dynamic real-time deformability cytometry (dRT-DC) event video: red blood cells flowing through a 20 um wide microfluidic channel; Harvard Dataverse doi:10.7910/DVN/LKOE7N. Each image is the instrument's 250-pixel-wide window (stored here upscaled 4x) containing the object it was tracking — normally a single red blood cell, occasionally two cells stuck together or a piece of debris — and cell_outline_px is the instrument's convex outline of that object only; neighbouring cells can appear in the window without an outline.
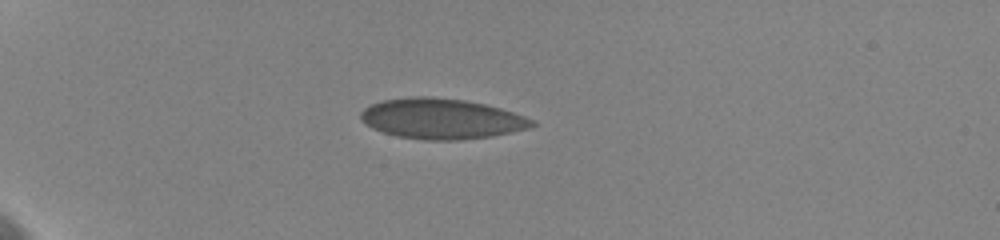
{"species": "human", "species_latin": "Homo sapiens", "temperature_condition": "cold", "stored_images_in_passage": 46, "camera_frame_rate_fps": 3000, "um_per_image_px": 0.085, "donor": {"sex": "female"}, "frame": {"image": 1, "passage_image": 6, "time_ms": 1.667, "image_size_px": [1000, 240], "cell_outline_px": [[536, 124], [528, 128], [492, 136], [460, 140], [424, 140], [396, 136], [372, 128], [360, 116], [360, 112], [364, 108], [372, 104], [384, 100], [416, 96], [424, 96], [464, 100], [484, 104], [500, 108], [524, 116], [532, 120]], "centroid_in_image_um": [37.52, 10.1], "position_along_channel_um": 47.5, "area_um2": 39.88}}